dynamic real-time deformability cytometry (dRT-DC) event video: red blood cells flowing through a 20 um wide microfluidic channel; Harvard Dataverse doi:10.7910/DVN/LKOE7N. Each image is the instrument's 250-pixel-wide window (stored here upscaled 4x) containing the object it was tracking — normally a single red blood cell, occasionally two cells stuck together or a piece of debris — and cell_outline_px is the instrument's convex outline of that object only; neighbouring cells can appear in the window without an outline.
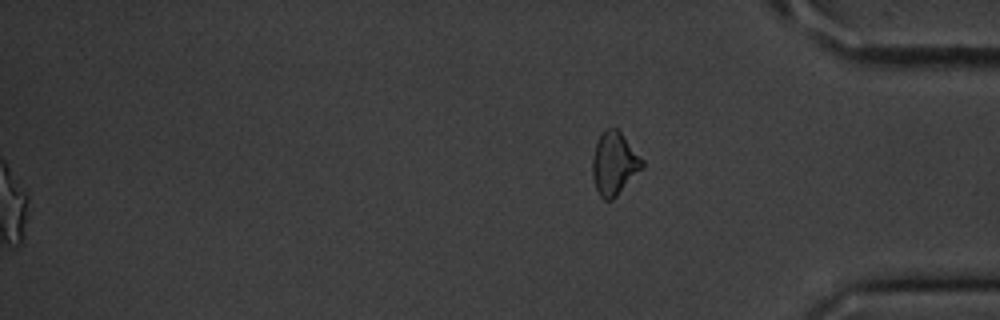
{"species": "common noctule bat (a hibernating species)", "species_latin": "Nyctalus noctula", "temperature_condition": "cold", "stored_images_in_passage": 51, "segment_of_instrument_passage": [2, 2], "camera_frame_rate_fps": 3000, "um_per_image_px": 0.085, "animal": {"sex": "male", "body_mass_g": 20.1, "forearm_length_mm": 53.5}, "frame": {"image": 1, "passage_image": 51, "time_ms": 16.667, "image_size_px": [1000, 320], "cell_outline_px": [[644, 168], [612, 200], [604, 200], [600, 196], [596, 188], [592, 176], [592, 156], [596, 140], [600, 132], [604, 128], [616, 128], [620, 132], [644, 160]], "centroid_in_image_um": [52.2, 13.88], "position_along_channel_um": 383.0, "area_um2": 18.5}}